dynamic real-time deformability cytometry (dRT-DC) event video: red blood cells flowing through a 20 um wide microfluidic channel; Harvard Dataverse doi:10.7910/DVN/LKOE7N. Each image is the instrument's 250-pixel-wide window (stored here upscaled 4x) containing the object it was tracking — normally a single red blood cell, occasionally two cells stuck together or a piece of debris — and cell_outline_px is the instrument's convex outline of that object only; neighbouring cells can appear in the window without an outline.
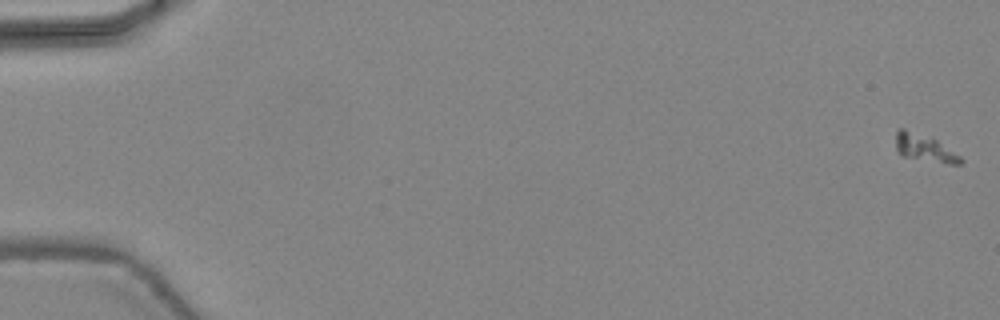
{"species": "common noctule bat (a hibernating species)", "species_latin": "Nyctalus noctula", "temperature_condition": "warm", "stored_images_in_passage": 16, "camera_frame_rate_fps": 3000, "um_per_image_px": 0.085, "animal": {"sex": "female", "body_mass_g": 24.6, "forearm_length_mm": 56.2}, "frame": {"image": 1, "passage_image": 1, "time_ms": 0.0, "image_size_px": [1000, 320], "cell_outline_px": [[964, 160], [960, 164], [948, 164], [900, 156], [896, 152], [896, 132], [900, 128], [904, 128], [936, 140], [960, 156]], "centroid_in_image_um": [78.54, 12.6], "position_along_channel_um": 6.5, "area_um2": 10.17}}